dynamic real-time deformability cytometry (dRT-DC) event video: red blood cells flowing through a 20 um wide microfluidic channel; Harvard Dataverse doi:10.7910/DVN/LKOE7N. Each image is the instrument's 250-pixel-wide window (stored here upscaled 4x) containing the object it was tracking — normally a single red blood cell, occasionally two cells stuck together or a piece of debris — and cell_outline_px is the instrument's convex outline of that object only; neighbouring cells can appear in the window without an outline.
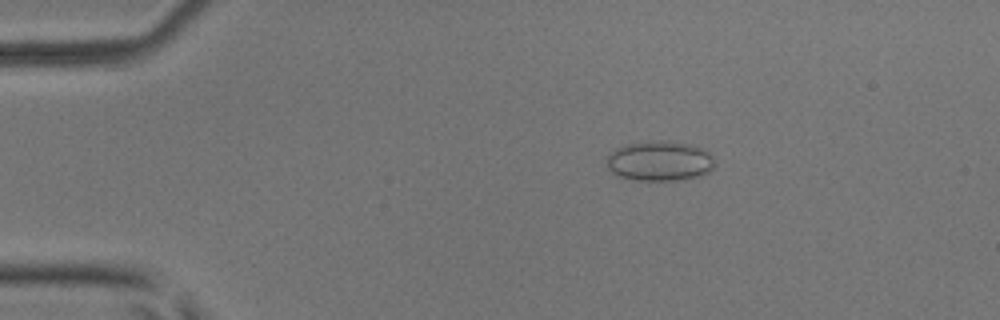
{"species": "common noctule bat (a hibernating species)", "species_latin": "Nyctalus noctula", "temperature_condition": "room temperature", "stored_images_in_passage": 53, "camera_frame_rate_fps": 3000, "um_per_image_px": 0.085, "animal": {"sex": "male", "body_mass_g": 17.9, "forearm_length_mm": 54.2}, "frame": {"image": 1, "passage_image": 10, "time_ms": 3.0, "image_size_px": [1000, 320], "cell_outline_px": [[716, 164], [704, 176], [680, 180], [632, 180], [616, 176], [608, 168], [608, 152], [624, 144], [648, 140], [668, 140], [688, 144], [704, 148], [712, 156]], "centroid_in_image_um": [56.07, 13.68], "position_along_channel_um": 28.9, "area_um2": 25.78}}
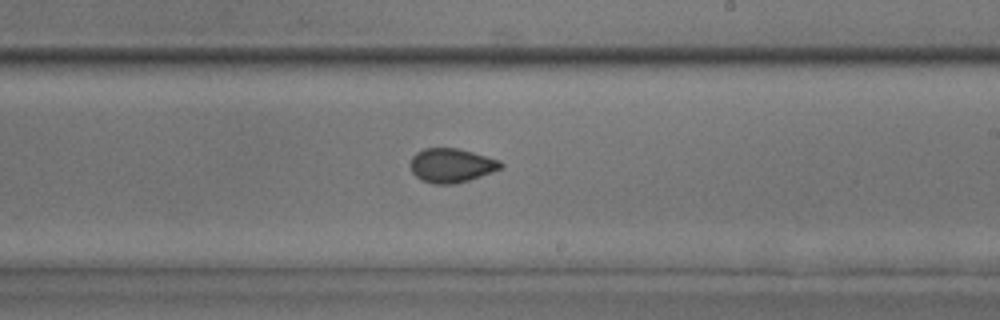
{"frame": {"image": 2, "passage_image": 32, "time_ms": 10.333, "image_size_px": [1000, 320], "cell_outline_px": [[504, 168], [468, 180], [452, 184], [432, 184], [420, 180], [412, 172], [408, 164], [412, 156], [416, 152], [424, 148], [456, 148], [472, 152], [500, 160], [504, 164]], "centroid_in_image_um": [38.34, 14.06], "position_along_channel_um": 250.7, "area_um2": 18.15}}
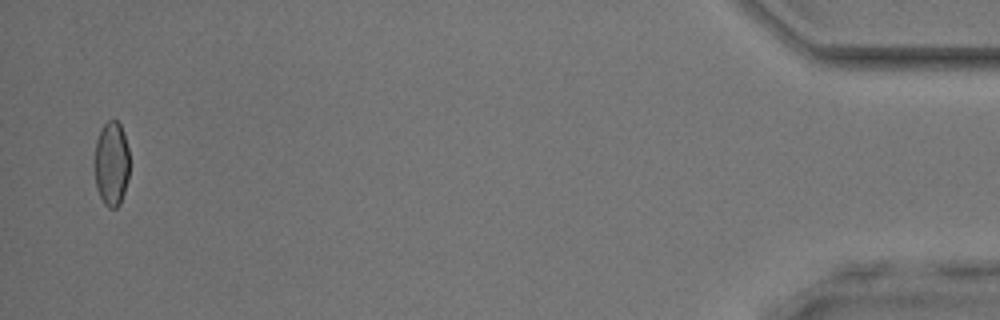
{"frame": {"image": 3, "passage_image": 52, "time_ms": 17.0, "image_size_px": [1000, 320], "cell_outline_px": [[128, 176], [124, 192], [120, 204], [116, 208], [108, 208], [104, 204], [96, 188], [92, 164], [92, 160], [96, 140], [100, 128], [108, 120], [116, 120], [120, 124], [128, 148]], "centroid_in_image_um": [9.42, 13.91], "position_along_channel_um": 425.8, "area_um2": 17.69}, "authors_computed_cell_mechanics": {"area_um2": 18.2648, "velocity_mm_per_s": 3.9006, "shape_relaxation_time_tau1_ms": 9.149, "shape_relaxation_time_tau2_ms": 1.1525, "deformation_change_tau1": 0.1045, "deformation_change_tau2": 0.0466}}